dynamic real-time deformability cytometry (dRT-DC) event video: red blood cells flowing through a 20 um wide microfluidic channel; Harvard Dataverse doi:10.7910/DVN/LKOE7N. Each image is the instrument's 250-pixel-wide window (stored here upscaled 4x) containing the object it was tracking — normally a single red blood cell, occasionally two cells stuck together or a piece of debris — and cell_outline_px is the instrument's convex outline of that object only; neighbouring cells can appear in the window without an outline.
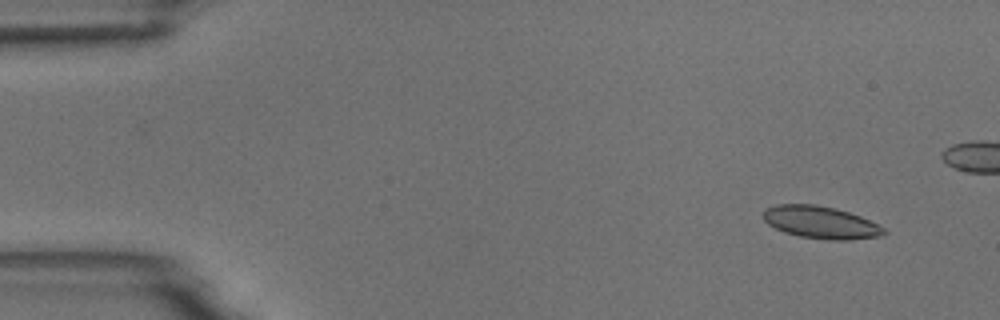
{"species": "common noctule bat (a hibernating species)", "species_latin": "Nyctalus noctula", "temperature_condition": "room temperature", "stored_images_in_passage": 7, "camera_frame_rate_fps": 3000, "um_per_image_px": 0.085, "animal": {"sex": "male", "body_mass_g": 18.8}, "frame": {"image": 1, "passage_image": 1, "time_ms": 0.0, "image_size_px": [1000, 320], "cell_outline_px": [[888, 232], [880, 236], [852, 240], [828, 240], [800, 236], [784, 232], [768, 224], [764, 220], [764, 212], [768, 208], [776, 204], [816, 204], [836, 208], [860, 216], [884, 228]], "centroid_in_image_um": [69.78, 18.9], "position_along_channel_um": 15.2, "area_um2": 22.66}}